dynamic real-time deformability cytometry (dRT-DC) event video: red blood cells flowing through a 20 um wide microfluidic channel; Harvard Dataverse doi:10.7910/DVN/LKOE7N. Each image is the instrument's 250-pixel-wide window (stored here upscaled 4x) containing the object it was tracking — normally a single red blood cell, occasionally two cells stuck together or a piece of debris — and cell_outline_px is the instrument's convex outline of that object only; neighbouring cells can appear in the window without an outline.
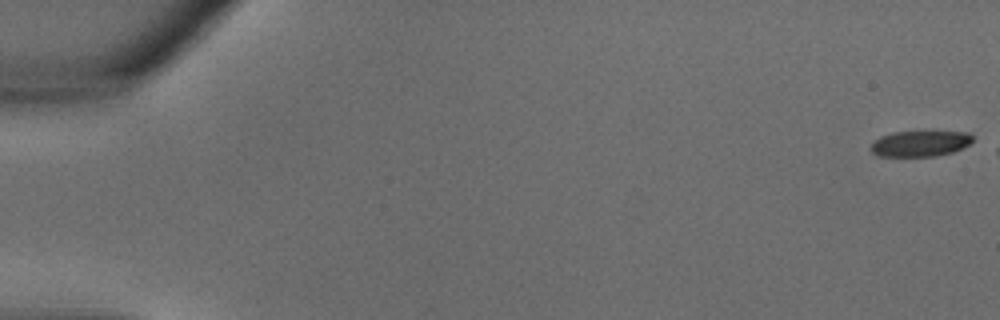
{"species": "common noctule bat (a hibernating species)", "species_latin": "Nyctalus noctula", "temperature_condition": "warm", "stored_images_in_passage": 30, "camera_frame_rate_fps": 3000, "um_per_image_px": 0.085, "animal": {"sex": "male", "body_mass_g": 18.8}, "frame": {"image": 1, "passage_image": 1, "time_ms": 0.0, "image_size_px": [1000, 320], "cell_outline_px": [[972, 140], [968, 144], [952, 152], [936, 156], [876, 156], [872, 152], [872, 144], [880, 136], [892, 132], [968, 132], [972, 136]], "centroid_in_image_um": [78.18, 12.21], "position_along_channel_um": 6.8, "area_um2": 15.03}}
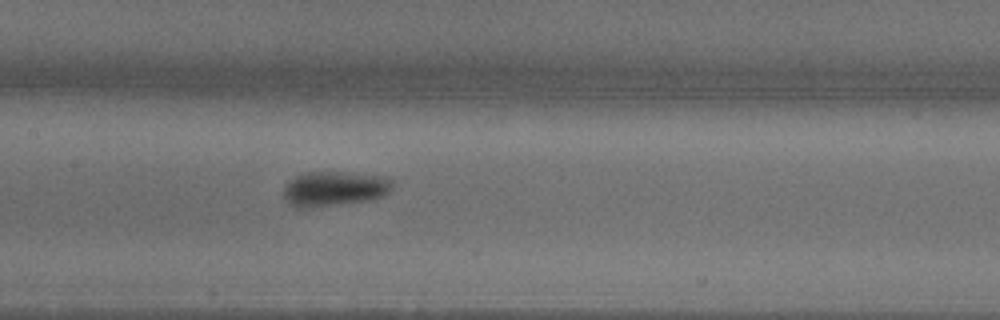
{"frame": {"image": 2, "passage_image": 18, "time_ms": 5.667, "image_size_px": [1000, 320], "cell_outline_px": [[392, 188], [384, 196], [368, 200], [296, 208], [284, 196], [284, 188], [296, 176], [308, 172], [336, 172], [388, 176], [392, 180]], "centroid_in_image_um": [28.48, 16.01], "position_along_channel_um": 178.9, "area_um2": 21.44}}
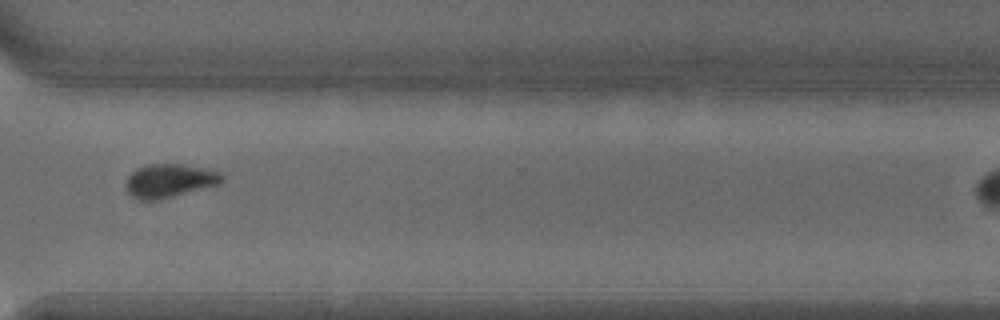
{"frame": {"image": 3, "passage_image": 27, "time_ms": 8.667, "image_size_px": [1000, 320], "cell_outline_px": [[224, 180], [220, 184], [160, 200], [136, 200], [128, 192], [124, 184], [128, 176], [132, 172], [148, 164], [180, 164], [204, 168], [220, 172], [224, 176]], "centroid_in_image_um": [14.41, 15.38], "position_along_channel_um": 356.2, "area_um2": 18.9}}